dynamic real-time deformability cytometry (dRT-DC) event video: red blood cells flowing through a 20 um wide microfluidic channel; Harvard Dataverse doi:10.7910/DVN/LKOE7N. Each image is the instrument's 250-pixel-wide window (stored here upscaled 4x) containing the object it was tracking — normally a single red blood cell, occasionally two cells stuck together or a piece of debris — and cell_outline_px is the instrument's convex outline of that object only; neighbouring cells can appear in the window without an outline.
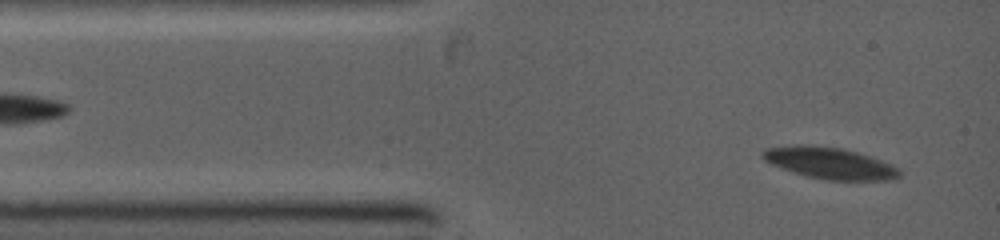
{"species": "common noctule bat (a hibernating species)", "species_latin": "Nyctalus noctula", "temperature_condition": "warm", "stored_images_in_passage": 7, "camera_frame_rate_fps": 5000, "um_per_image_px": 0.085, "animal": {"sex": "female", "body_mass_g": 19.0, "forearm_length_mm": 53.3}, "frame": {"image": 1, "passage_image": 2, "time_ms": 0.2, "image_size_px": [1000, 240], "cell_outline_px": [[900, 176], [896, 180], [828, 180], [808, 176], [792, 172], [780, 168], [764, 160], [760, 156], [760, 152], [764, 148], [800, 144], [840, 148], [856, 152], [892, 164], [900, 168]], "centroid_in_image_um": [70.51, 13.87], "position_along_channel_um": 14.5, "area_um2": 25.14}}
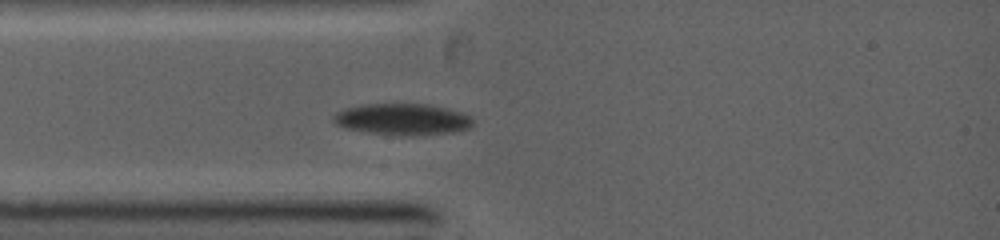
{"frame": {"image": 2, "passage_image": 5, "time_ms": 2.0, "image_size_px": [1000, 240], "cell_outline_px": [[472, 124], [468, 128], [452, 132], [412, 136], [404, 136], [368, 132], [344, 128], [336, 124], [332, 120], [332, 116], [336, 112], [344, 108], [364, 104], [428, 104], [460, 112], [468, 116], [472, 120]], "centroid_in_image_um": [34.14, 10.14], "position_along_channel_um": 50.9, "area_um2": 25.43}}
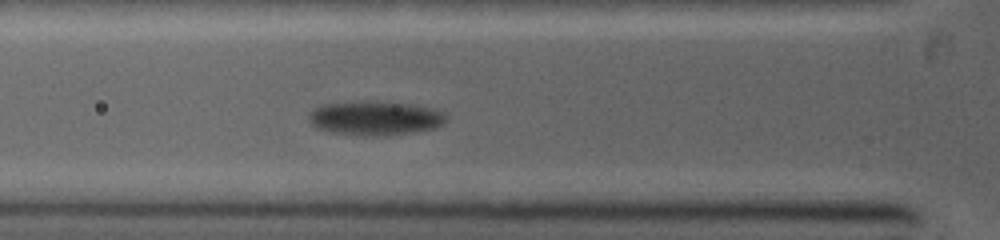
{"frame": {"image": 3, "passage_image": 7, "time_ms": 3.0, "image_size_px": [1000, 240], "cell_outline_px": [[448, 120], [444, 124], [436, 128], [412, 132], [332, 132], [316, 128], [308, 120], [308, 112], [312, 108], [324, 104], [408, 104], [432, 108], [448, 116]], "centroid_in_image_um": [31.9, 10.03], "position_along_channel_um": 93.9, "area_um2": 25.03}}